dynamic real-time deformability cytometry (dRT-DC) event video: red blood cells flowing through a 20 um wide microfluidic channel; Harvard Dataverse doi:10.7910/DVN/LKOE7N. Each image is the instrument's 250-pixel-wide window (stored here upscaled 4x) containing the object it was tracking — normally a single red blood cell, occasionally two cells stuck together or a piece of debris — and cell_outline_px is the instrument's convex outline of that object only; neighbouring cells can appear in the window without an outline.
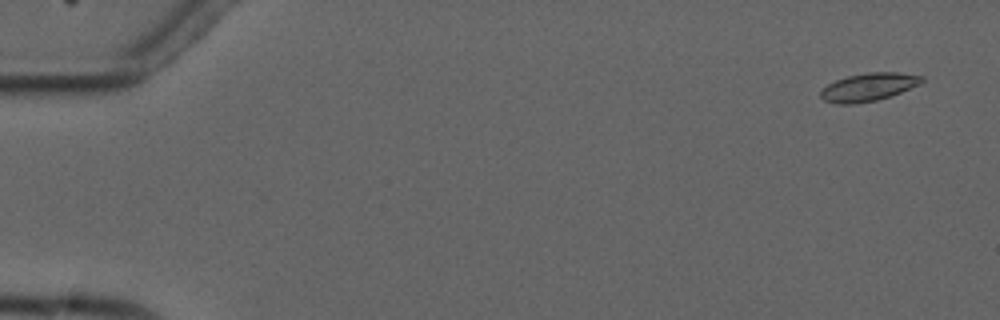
{"species": "common noctule bat (a hibernating species)", "species_latin": "Nyctalus noctula", "temperature_condition": "cold", "stored_images_in_passage": 4, "camera_frame_rate_fps": 3000, "um_per_image_px": 0.085, "animal": {"sex": "male", "forearm_length_mm": 52.5}, "frame": {"image": 1, "passage_image": 1, "time_ms": 0.0, "image_size_px": [1000, 320], "cell_outline_px": [[924, 80], [920, 84], [900, 92], [876, 100], [852, 104], [836, 104], [824, 100], [820, 96], [820, 92], [828, 84], [836, 80], [848, 76], [868, 72], [896, 72], [924, 76]], "centroid_in_image_um": [73.82, 7.39], "position_along_channel_um": 11.2, "area_um2": 16.3}}